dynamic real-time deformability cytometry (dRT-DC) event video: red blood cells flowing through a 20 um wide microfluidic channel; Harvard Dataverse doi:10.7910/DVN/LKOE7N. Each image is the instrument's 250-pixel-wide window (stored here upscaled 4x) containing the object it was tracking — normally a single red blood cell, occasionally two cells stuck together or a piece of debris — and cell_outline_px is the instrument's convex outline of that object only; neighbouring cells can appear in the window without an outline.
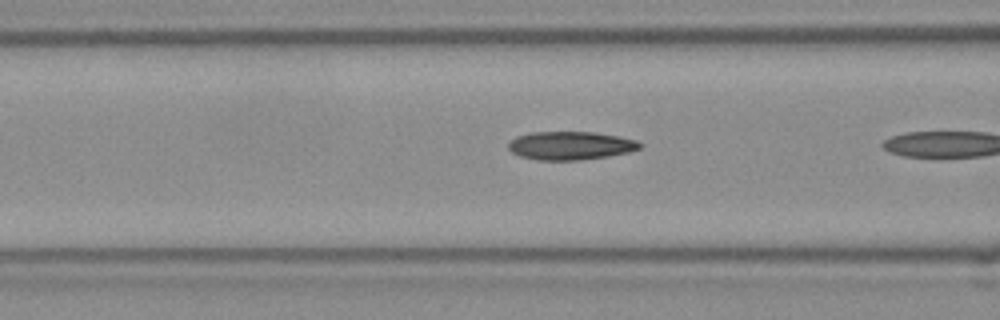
{"species": "Egyptian fruit bat (a non-hibernating species)", "species_latin": "Rousettus aegyptiacus", "temperature_condition": "room temperature", "stored_images_in_passage": 4, "camera_frame_rate_fps": 3000, "um_per_image_px": 0.085, "frame": {"image": 1, "passage_image": 3, "time_ms": 0.667, "image_size_px": [1000, 320], "cell_outline_px": [[644, 144], [640, 148], [628, 152], [608, 156], [580, 160], [536, 160], [520, 156], [512, 152], [508, 148], [508, 144], [516, 136], [532, 132], [596, 132], [636, 140]], "centroid_in_image_um": [48.49, 12.38], "position_along_channel_um": 118.1, "area_um2": 21.68}}